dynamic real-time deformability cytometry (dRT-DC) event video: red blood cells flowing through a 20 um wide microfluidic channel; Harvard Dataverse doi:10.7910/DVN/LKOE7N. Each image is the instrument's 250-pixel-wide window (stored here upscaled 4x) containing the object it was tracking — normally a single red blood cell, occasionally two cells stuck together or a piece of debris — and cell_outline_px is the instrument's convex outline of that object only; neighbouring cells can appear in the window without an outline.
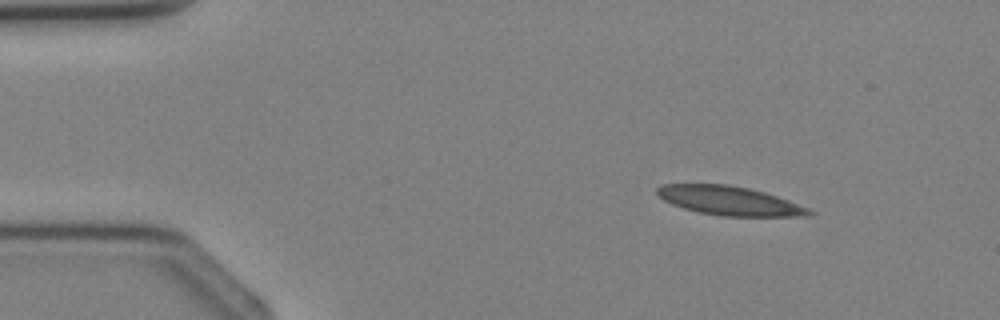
{"species": "Egyptian fruit bat (a non-hibernating species)", "species_latin": "Rousettus aegyptiacus", "temperature_condition": "cold", "stored_images_in_passage": 3, "camera_frame_rate_fps": 3000, "um_per_image_px": 0.085, "animal": {"sex": "female"}, "frame": {"image": 1, "passage_image": 1, "time_ms": 0.0, "image_size_px": [1000, 320], "cell_outline_px": [[816, 212], [812, 216], [724, 216], [700, 212], [684, 208], [672, 204], [664, 200], [656, 192], [656, 188], [660, 184], [728, 184], [748, 188], [764, 192], [788, 200], [808, 208]], "centroid_in_image_um": [62.02, 17.06], "position_along_channel_um": 23.0, "area_um2": 25.55}}
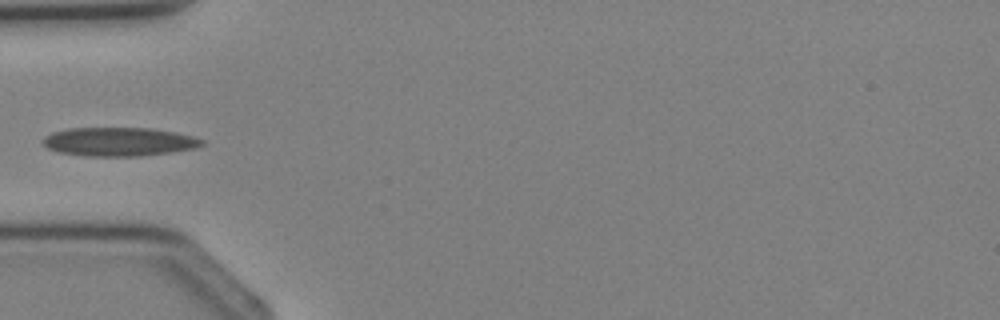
{"frame": {"image": 2, "passage_image": 3, "time_ms": 2.333, "image_size_px": [1000, 320], "cell_outline_px": [[204, 144], [192, 148], [168, 152], [140, 156], [88, 156], [60, 152], [48, 148], [40, 140], [44, 136], [52, 132], [68, 128], [152, 128], [176, 132], [192, 136], [204, 140]], "centroid_in_image_um": [10.07, 12.03], "position_along_channel_um": 74.9, "area_um2": 26.47}}